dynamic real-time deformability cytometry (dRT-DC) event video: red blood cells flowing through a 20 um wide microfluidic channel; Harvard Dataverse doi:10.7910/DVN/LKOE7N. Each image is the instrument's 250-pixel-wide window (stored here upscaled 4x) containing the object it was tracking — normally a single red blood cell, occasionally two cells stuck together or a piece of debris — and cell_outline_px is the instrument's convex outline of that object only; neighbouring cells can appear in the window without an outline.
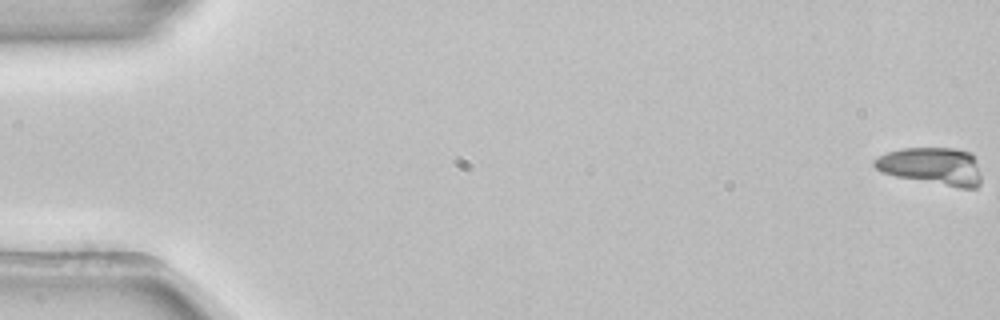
{"species": "common noctule bat (a hibernating species)", "species_latin": "Nyctalus noctula", "temperature_condition": "room temperature", "stored_images_in_passage": 55, "camera_frame_rate_fps": 3000, "um_per_image_px": 0.085, "animal": {"sex": "female", "body_mass_g": 22.7, "forearm_length_mm": 54.2}, "frame": {"image": 1, "passage_image": 1, "time_ms": 0.0, "image_size_px": [1000, 320], "cell_outline_px": [[980, 184], [976, 188], [960, 188], [896, 176], [880, 172], [872, 164], [872, 160], [888, 152], [900, 148], [956, 148], [972, 152], [976, 160], [980, 172]], "centroid_in_image_um": [79.23, 14.11], "position_along_channel_um": 5.8, "area_um2": 23.52}}
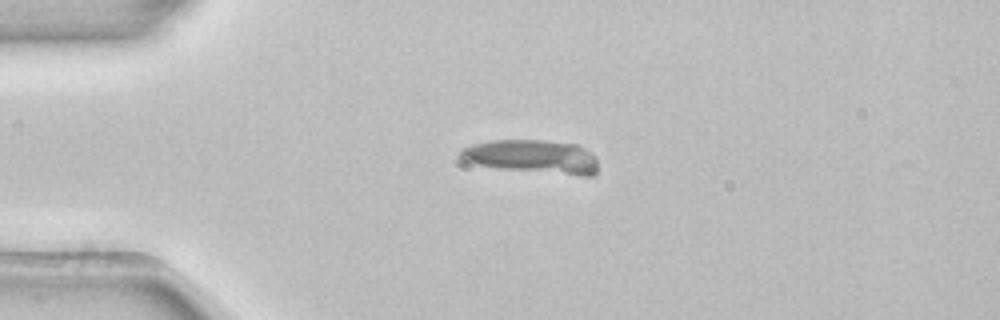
{"frame": {"image": 2, "passage_image": 14, "time_ms": 4.333, "image_size_px": [1000, 320], "cell_outline_px": [[596, 176], [580, 176], [500, 168], [476, 164], [464, 160], [460, 156], [460, 148], [472, 144], [492, 140], [544, 140], [576, 144], [592, 152], [596, 156]], "centroid_in_image_um": [45.29, 13.31], "position_along_channel_um": 39.7, "area_um2": 26.99}}